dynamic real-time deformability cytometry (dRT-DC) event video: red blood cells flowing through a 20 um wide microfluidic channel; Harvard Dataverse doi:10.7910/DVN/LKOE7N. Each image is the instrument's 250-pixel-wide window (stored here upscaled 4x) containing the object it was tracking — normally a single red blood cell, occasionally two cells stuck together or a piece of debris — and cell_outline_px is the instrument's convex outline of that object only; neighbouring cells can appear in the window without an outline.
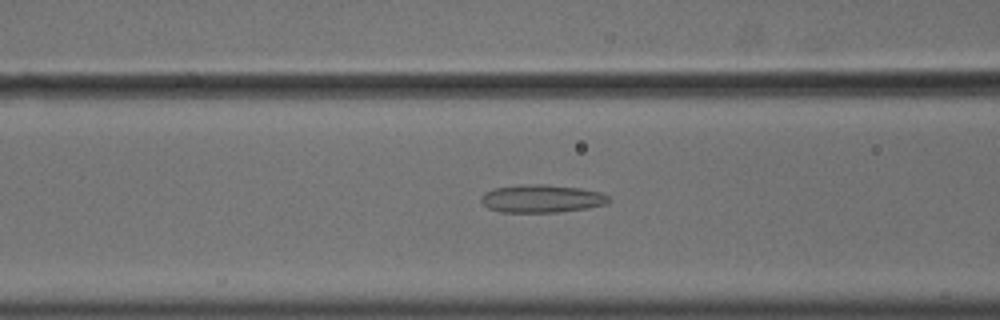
{"species": "common noctule bat (a hibernating species)", "species_latin": "Nyctalus noctula", "temperature_condition": "cold", "stored_images_in_passage": 39, "camera_frame_rate_fps": 3000, "um_per_image_px": 0.085, "animal": {"sex": "male", "body_mass_g": 18.8}, "frame": {"image": 1, "passage_image": 7, "time_ms": 2.0, "image_size_px": [1000, 320], "cell_outline_px": [[612, 200], [608, 204], [588, 208], [560, 212], [500, 212], [488, 208], [480, 200], [480, 196], [484, 192], [496, 188], [520, 184], [548, 184], [580, 188], [600, 192], [608, 196]], "centroid_in_image_um": [46.06, 16.88], "position_along_channel_um": 120.5, "area_um2": 21.04}}
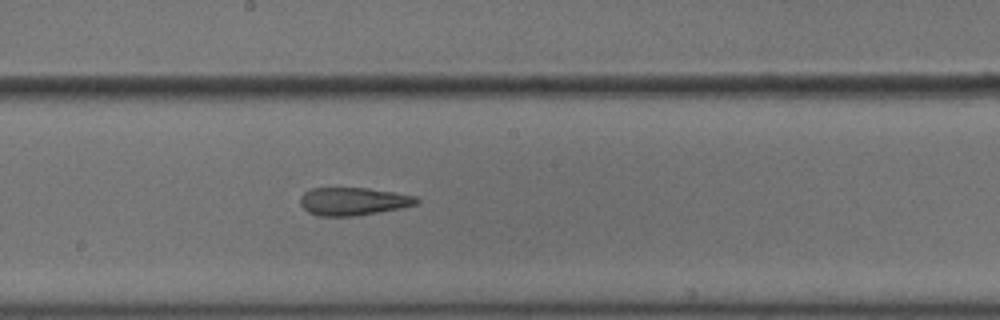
{"frame": {"image": 2, "passage_image": 15, "time_ms": 4.667, "image_size_px": [1000, 320], "cell_outline_px": [[420, 200], [416, 204], [404, 208], [352, 216], [320, 216], [308, 212], [300, 204], [300, 196], [304, 192], [312, 188], [368, 188], [416, 196]], "centroid_in_image_um": [30.02, 17.11], "position_along_channel_um": 218.2, "area_um2": 18.9}}
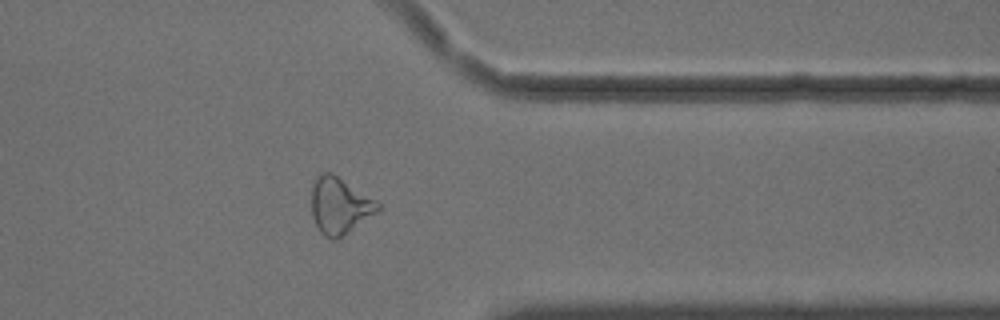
{"frame": {"image": 3, "passage_image": 29, "time_ms": 9.333, "image_size_px": [1000, 320], "cell_outline_px": [[380, 208], [376, 212], [336, 240], [332, 240], [320, 232], [312, 216], [312, 188], [316, 176], [324, 172], [332, 172], [376, 200], [380, 204]], "centroid_in_image_um": [28.85, 17.46], "position_along_channel_um": 382.6, "area_um2": 21.5}, "authors_computed_cell_mechanics": {"area_um2": 20.5768, "velocity_mm_per_s": 3.6528, "shape_relaxation_time_tau1_ms": null, "shape_relaxation_time_tau2_ms": 3.9587, "deformation_change_tau1": null, "deformation_change_tau2": 0.1333}}